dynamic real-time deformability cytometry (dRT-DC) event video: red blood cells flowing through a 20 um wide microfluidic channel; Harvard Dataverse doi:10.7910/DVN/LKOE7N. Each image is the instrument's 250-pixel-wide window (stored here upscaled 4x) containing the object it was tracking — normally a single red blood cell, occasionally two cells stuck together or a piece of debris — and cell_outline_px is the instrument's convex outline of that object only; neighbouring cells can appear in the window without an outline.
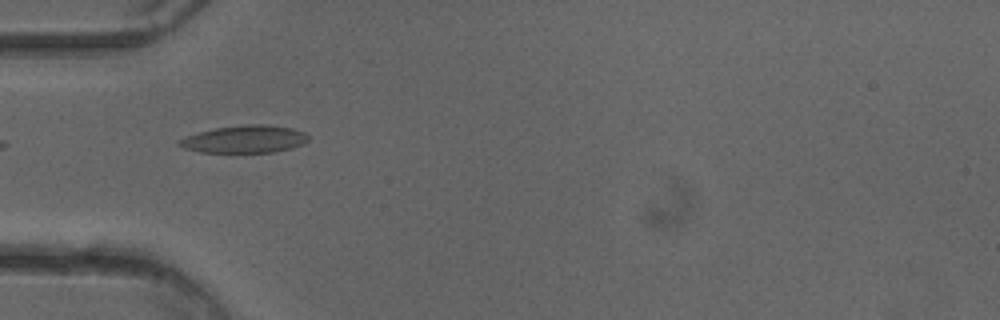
{"species": "common noctule bat (a hibernating species)", "species_latin": "Nyctalus noctula", "temperature_condition": "cold", "stored_images_in_passage": 37, "camera_frame_rate_fps": 3000, "um_per_image_px": 0.085, "animal": {"sex": "female"}, "frame": {"image": 1, "passage_image": 1, "time_ms": 0.0, "image_size_px": [1000, 320], "cell_outline_px": [[308, 140], [304, 144], [292, 148], [276, 152], [200, 152], [184, 148], [176, 144], [176, 140], [200, 132], [216, 128], [244, 124], [268, 124], [292, 128], [304, 132], [308, 136]], "centroid_in_image_um": [20.81, 11.83], "position_along_channel_um": 64.2, "area_um2": 20.75}}
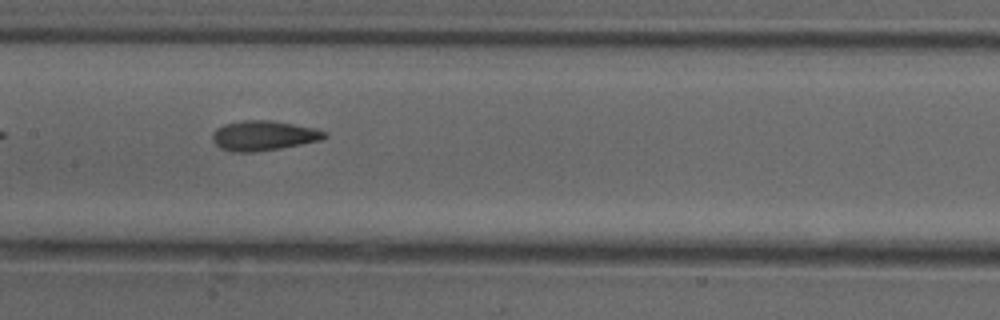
{"frame": {"image": 2, "passage_image": 10, "time_ms": 3.0, "image_size_px": [1000, 320], "cell_outline_px": [[328, 136], [320, 140], [280, 148], [252, 152], [232, 152], [220, 148], [212, 140], [212, 136], [216, 128], [224, 124], [240, 120], [272, 120], [316, 128], [328, 132]], "centroid_in_image_um": [22.4, 11.51], "position_along_channel_um": 185.0, "area_um2": 19.59}}
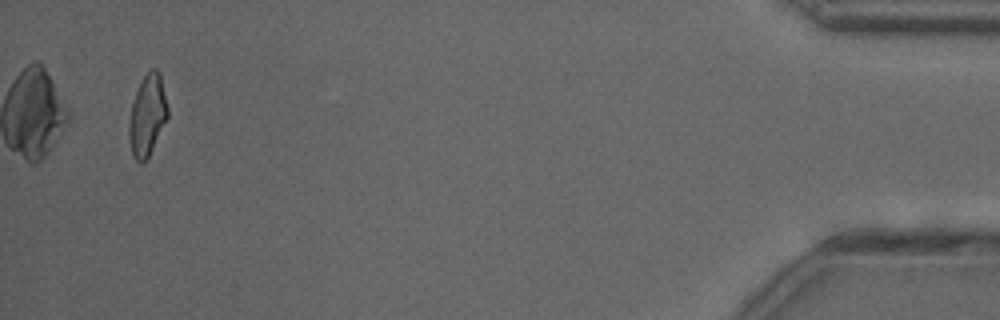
{"frame": {"image": 3, "passage_image": 34, "time_ms": 11.0, "image_size_px": [1000, 320], "cell_outline_px": [[168, 116], [148, 156], [140, 164], [132, 156], [128, 136], [128, 124], [132, 104], [136, 92], [144, 76], [152, 68], [156, 68], [160, 72], [168, 108]], "centroid_in_image_um": [12.51, 9.79], "position_along_channel_um": 422.7, "area_um2": 18.03}, "authors_computed_cell_mechanics": {"area_um2": 18.6116, "velocity_mm_per_s": 4.0276, "shape_relaxation_time_tau1_ms": 6.4032, "shape_relaxation_time_tau2_ms": 2.0166, "deformation_change_tau1": 0.1543, "deformation_change_tau2": 0.1079}}